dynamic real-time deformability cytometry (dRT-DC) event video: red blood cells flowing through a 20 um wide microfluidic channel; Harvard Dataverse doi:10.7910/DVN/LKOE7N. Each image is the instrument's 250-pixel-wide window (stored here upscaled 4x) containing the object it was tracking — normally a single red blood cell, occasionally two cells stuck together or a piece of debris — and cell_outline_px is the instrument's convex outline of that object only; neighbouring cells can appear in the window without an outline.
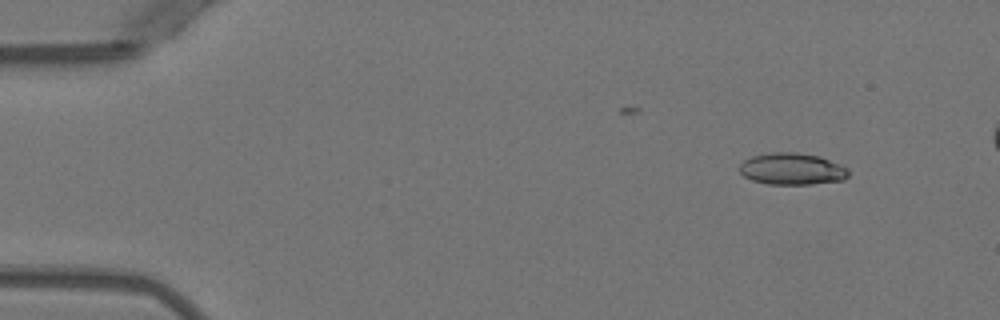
{"species": "Egyptian fruit bat (a non-hibernating species)", "species_latin": "Rousettus aegyptiacus", "temperature_condition": "warm", "stored_images_in_passage": 47, "camera_frame_rate_fps": 3000, "um_per_image_px": 0.085, "animal": {"sex": "female"}, "frame": {"image": 1, "passage_image": 6, "time_ms": 1.667, "image_size_px": [1000, 320], "cell_outline_px": [[848, 176], [844, 180], [812, 184], [768, 184], [752, 180], [744, 176], [740, 172], [740, 164], [744, 160], [752, 156], [772, 152], [796, 152], [820, 156], [840, 164], [848, 168]], "centroid_in_image_um": [67.34, 14.35], "position_along_channel_um": 17.7, "area_um2": 20.23}}
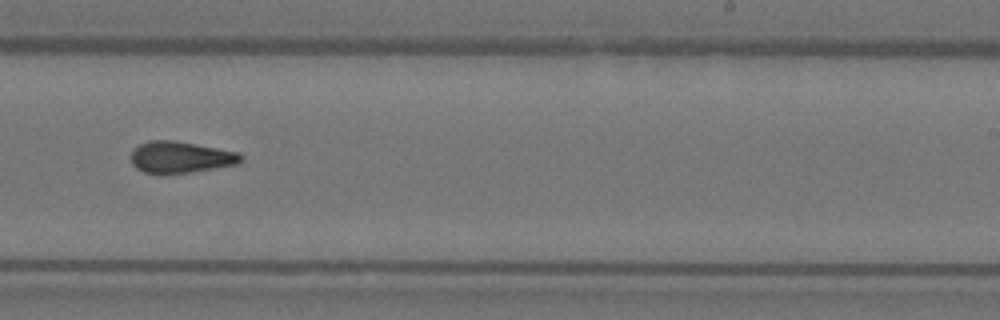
{"frame": {"image": 2, "passage_image": 33, "time_ms": 10.667, "image_size_px": [1000, 320], "cell_outline_px": [[244, 160], [236, 164], [188, 172], [160, 176], [156, 176], [144, 172], [136, 168], [132, 164], [132, 148], [148, 140], [172, 140], [196, 144], [240, 152], [244, 156]], "centroid_in_image_um": [15.32, 13.38], "position_along_channel_um": 273.7, "area_um2": 20.58}}
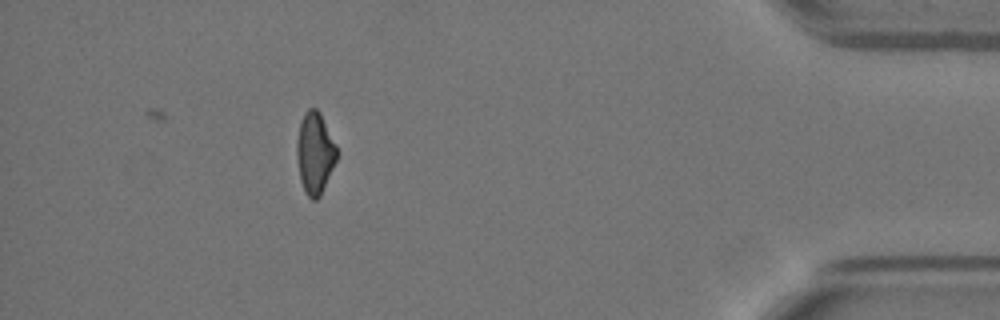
{"frame": {"image": 3, "passage_image": 47, "time_ms": 15.333, "image_size_px": [1000, 320], "cell_outline_px": [[336, 160], [320, 196], [316, 200], [312, 200], [308, 196], [300, 180], [296, 156], [296, 140], [300, 124], [304, 112], [308, 108], [316, 108], [320, 112], [336, 144]], "centroid_in_image_um": [26.75, 12.98], "position_along_channel_um": 408.5, "area_um2": 18.9}, "authors_computed_cell_mechanics": {"area_um2": 20.23, "velocity_mm_per_s": 3.983, "shape_relaxation_time_tau1_ms": null, "shape_relaxation_time_tau2_ms": 2.7697, "deformation_change_tau1": null, "deformation_change_tau2": 0.1106}}